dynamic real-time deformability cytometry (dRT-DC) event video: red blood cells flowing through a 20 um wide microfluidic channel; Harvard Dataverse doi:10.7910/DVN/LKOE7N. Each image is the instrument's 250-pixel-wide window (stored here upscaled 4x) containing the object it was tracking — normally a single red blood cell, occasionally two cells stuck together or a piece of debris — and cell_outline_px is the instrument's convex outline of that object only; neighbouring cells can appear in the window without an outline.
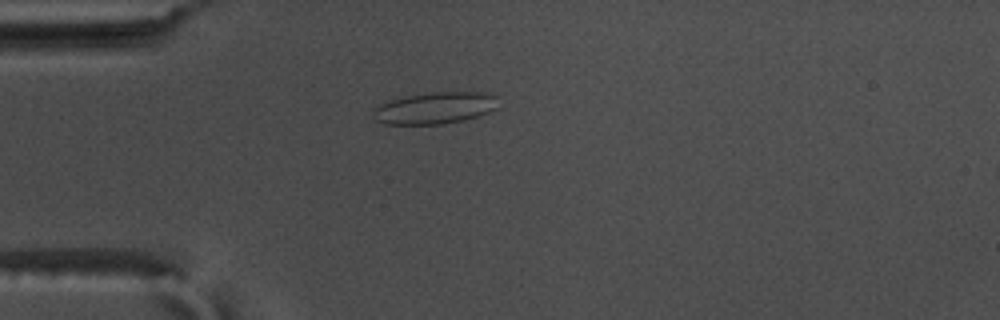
{"species": "common noctule bat (a hibernating species)", "species_latin": "Nyctalus noctula", "temperature_condition": "warm", "stored_images_in_passage": 55, "camera_frame_rate_fps": 3000, "um_per_image_px": 0.085, "animal": {"sex": "male", "body_mass_g": 17.5, "forearm_length_mm": 52.3}, "frame": {"image": 1, "passage_image": 15, "time_ms": 4.667, "image_size_px": [1000, 320], "cell_outline_px": [[500, 96], [496, 108], [488, 112], [464, 120], [440, 124], [384, 124], [372, 120], [372, 108], [380, 104], [392, 100], [408, 96], [428, 92], [492, 92]], "centroid_in_image_um": [36.98, 9.17], "position_along_channel_um": 48.0, "area_um2": 23.47}}
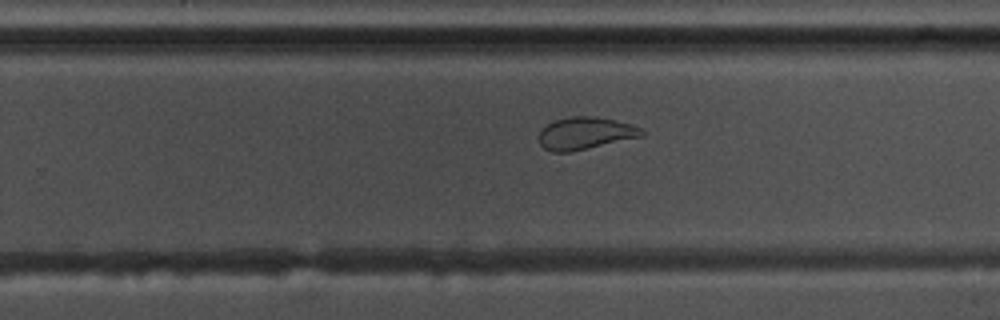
{"frame": {"image": 2, "passage_image": 35, "time_ms": 11.333, "image_size_px": [1000, 320], "cell_outline_px": [[648, 132], [644, 136], [572, 152], [552, 152], [544, 148], [540, 144], [540, 128], [556, 120], [572, 116], [588, 116], [612, 120], [632, 124]], "centroid_in_image_um": [49.77, 11.34], "position_along_channel_um": 280.0, "area_um2": 19.36}}
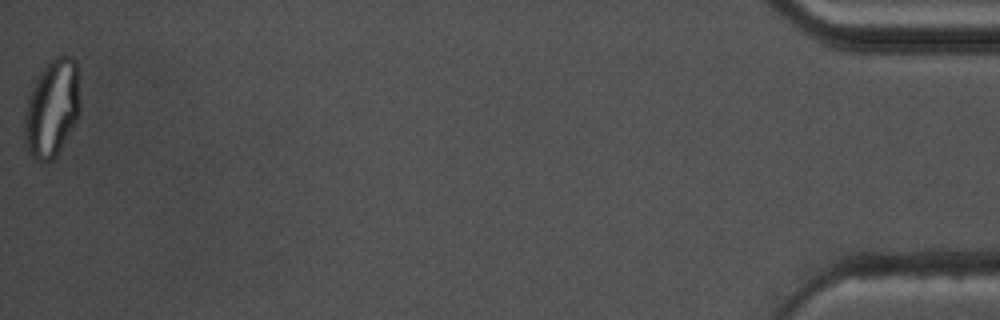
{"frame": {"image": 3, "passage_image": 55, "time_ms": 18.0, "image_size_px": [1000, 320], "cell_outline_px": [[80, 112], [72, 128], [56, 156], [52, 160], [36, 160], [28, 152], [24, 136], [24, 112], [28, 96], [36, 76], [56, 56], [72, 56], [76, 60], [80, 100]], "centroid_in_image_um": [4.41, 9.19], "position_along_channel_um": 430.8, "area_um2": 31.62}, "authors_computed_cell_mechanics": {"area_um2": 25.2586, "velocity_mm_per_s": 3.7121, "shape_relaxation_time_tau1_ms": null, "shape_relaxation_time_tau2_ms": 1.0858, "deformation_change_tau1": null, "deformation_change_tau2": 0.0597}}